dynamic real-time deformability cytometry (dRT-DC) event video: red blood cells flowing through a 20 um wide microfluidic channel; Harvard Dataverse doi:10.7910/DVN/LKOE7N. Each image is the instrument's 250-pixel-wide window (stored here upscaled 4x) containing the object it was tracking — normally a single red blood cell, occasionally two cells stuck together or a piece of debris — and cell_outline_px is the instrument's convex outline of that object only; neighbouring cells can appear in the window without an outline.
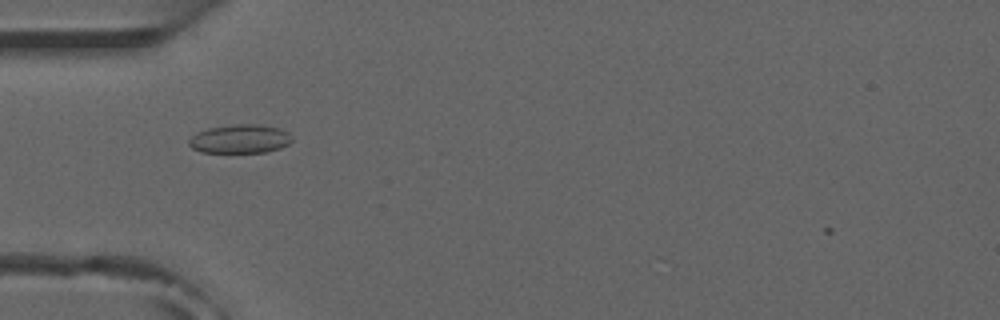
{"species": "common noctule bat (a hibernating species)", "species_latin": "Nyctalus noctula", "temperature_condition": "room temperature", "stored_images_in_passage": 12, "camera_frame_rate_fps": 3000, "um_per_image_px": 0.085, "animal": {"sex": "male", "forearm_length_mm": 52.5}, "frame": {"image": 1, "passage_image": 2, "time_ms": 0.333, "image_size_px": [1000, 320], "cell_outline_px": [[292, 140], [288, 144], [280, 148], [264, 152], [200, 152], [192, 148], [188, 144], [188, 140], [196, 132], [208, 128], [232, 124], [260, 124], [280, 128], [288, 132], [292, 136]], "centroid_in_image_um": [20.39, 11.79], "position_along_channel_um": 64.6, "area_um2": 17.4}}
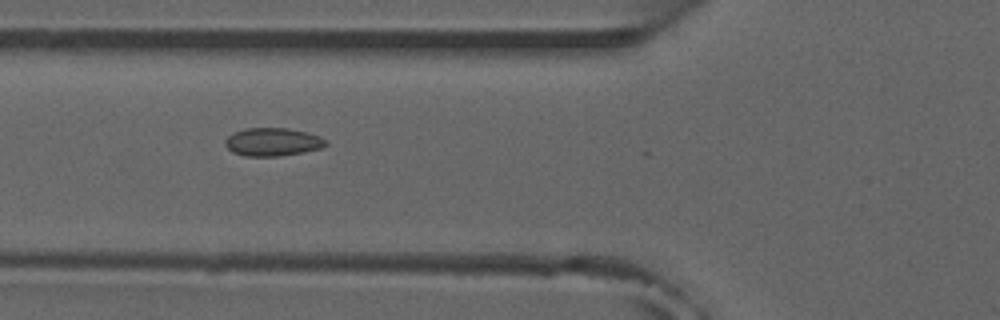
{"frame": {"image": 2, "passage_image": 5, "time_ms": 1.333, "image_size_px": [1000, 320], "cell_outline_px": [[328, 144], [324, 148], [304, 152], [280, 156], [244, 156], [232, 152], [224, 144], [224, 140], [232, 132], [244, 128], [288, 128], [308, 132], [320, 136], [328, 140]], "centroid_in_image_um": [23.2, 12.06], "position_along_channel_um": 102.6, "area_um2": 16.88}}
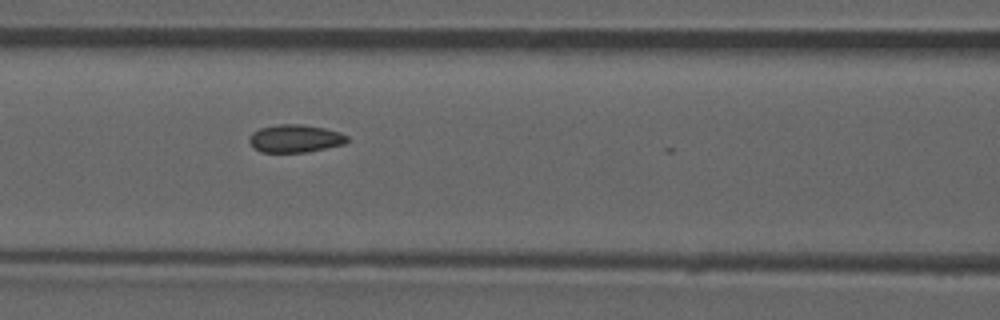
{"frame": {"image": 3, "passage_image": 8, "time_ms": 2.333, "image_size_px": [1000, 320], "cell_outline_px": [[348, 140], [344, 144], [308, 152], [260, 152], [248, 140], [252, 132], [260, 128], [276, 124], [300, 124], [324, 128], [340, 132], [348, 136]], "centroid_in_image_um": [25.1, 11.77], "position_along_channel_um": 141.5, "area_um2": 15.84}}